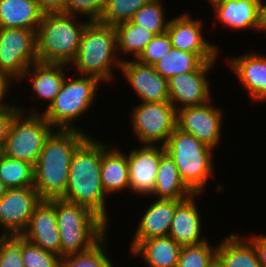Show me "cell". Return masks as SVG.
I'll return each mask as SVG.
<instances>
[{"mask_svg": "<svg viewBox=\"0 0 266 267\" xmlns=\"http://www.w3.org/2000/svg\"><path fill=\"white\" fill-rule=\"evenodd\" d=\"M103 143L89 135L77 147L71 158L66 192L61 198L87 206L109 225L105 210L107 195L101 180V154L109 145Z\"/></svg>", "mask_w": 266, "mask_h": 267, "instance_id": "obj_1", "label": "cell"}, {"mask_svg": "<svg viewBox=\"0 0 266 267\" xmlns=\"http://www.w3.org/2000/svg\"><path fill=\"white\" fill-rule=\"evenodd\" d=\"M88 136L78 129H56L46 139L34 165V187L42 199L61 198L65 194L71 158Z\"/></svg>", "mask_w": 266, "mask_h": 267, "instance_id": "obj_2", "label": "cell"}, {"mask_svg": "<svg viewBox=\"0 0 266 267\" xmlns=\"http://www.w3.org/2000/svg\"><path fill=\"white\" fill-rule=\"evenodd\" d=\"M48 200L55 206L61 258L85 252L107 235L109 225L87 206L63 198Z\"/></svg>", "mask_w": 266, "mask_h": 267, "instance_id": "obj_3", "label": "cell"}, {"mask_svg": "<svg viewBox=\"0 0 266 267\" xmlns=\"http://www.w3.org/2000/svg\"><path fill=\"white\" fill-rule=\"evenodd\" d=\"M117 52L115 26L89 21L82 32L79 50L72 64L79 76H93L110 82L114 76L113 66L119 70L126 60L117 56Z\"/></svg>", "mask_w": 266, "mask_h": 267, "instance_id": "obj_4", "label": "cell"}, {"mask_svg": "<svg viewBox=\"0 0 266 267\" xmlns=\"http://www.w3.org/2000/svg\"><path fill=\"white\" fill-rule=\"evenodd\" d=\"M75 20V15L43 14L36 31L38 61L70 65L75 60L82 32L89 22Z\"/></svg>", "mask_w": 266, "mask_h": 267, "instance_id": "obj_5", "label": "cell"}, {"mask_svg": "<svg viewBox=\"0 0 266 267\" xmlns=\"http://www.w3.org/2000/svg\"><path fill=\"white\" fill-rule=\"evenodd\" d=\"M164 148L174 160L186 186L194 194H202L207 181L214 176L213 149L177 127L170 134Z\"/></svg>", "mask_w": 266, "mask_h": 267, "instance_id": "obj_6", "label": "cell"}, {"mask_svg": "<svg viewBox=\"0 0 266 267\" xmlns=\"http://www.w3.org/2000/svg\"><path fill=\"white\" fill-rule=\"evenodd\" d=\"M99 82L101 81L93 76L66 77L61 91L41 114L55 129L81 130L73 121L82 117L93 105Z\"/></svg>", "mask_w": 266, "mask_h": 267, "instance_id": "obj_7", "label": "cell"}, {"mask_svg": "<svg viewBox=\"0 0 266 267\" xmlns=\"http://www.w3.org/2000/svg\"><path fill=\"white\" fill-rule=\"evenodd\" d=\"M20 112L13 118L4 144V155L35 165L44 143L55 130L42 114L19 107Z\"/></svg>", "mask_w": 266, "mask_h": 267, "instance_id": "obj_8", "label": "cell"}, {"mask_svg": "<svg viewBox=\"0 0 266 267\" xmlns=\"http://www.w3.org/2000/svg\"><path fill=\"white\" fill-rule=\"evenodd\" d=\"M135 136L144 145L164 146L176 129L177 110L170 101L141 102L131 116Z\"/></svg>", "mask_w": 266, "mask_h": 267, "instance_id": "obj_9", "label": "cell"}, {"mask_svg": "<svg viewBox=\"0 0 266 267\" xmlns=\"http://www.w3.org/2000/svg\"><path fill=\"white\" fill-rule=\"evenodd\" d=\"M37 61L35 30L0 28L1 71L18 82L30 65Z\"/></svg>", "mask_w": 266, "mask_h": 267, "instance_id": "obj_10", "label": "cell"}, {"mask_svg": "<svg viewBox=\"0 0 266 267\" xmlns=\"http://www.w3.org/2000/svg\"><path fill=\"white\" fill-rule=\"evenodd\" d=\"M211 103L178 109L176 127L214 149L221 140L223 112Z\"/></svg>", "mask_w": 266, "mask_h": 267, "instance_id": "obj_11", "label": "cell"}, {"mask_svg": "<svg viewBox=\"0 0 266 267\" xmlns=\"http://www.w3.org/2000/svg\"><path fill=\"white\" fill-rule=\"evenodd\" d=\"M215 63L205 61L196 71L178 74L167 80L169 101L176 110L200 106L212 99L209 78L206 76Z\"/></svg>", "mask_w": 266, "mask_h": 267, "instance_id": "obj_12", "label": "cell"}, {"mask_svg": "<svg viewBox=\"0 0 266 267\" xmlns=\"http://www.w3.org/2000/svg\"><path fill=\"white\" fill-rule=\"evenodd\" d=\"M41 200L34 186L7 189L0 199V226L3 227L1 232L22 234Z\"/></svg>", "mask_w": 266, "mask_h": 267, "instance_id": "obj_13", "label": "cell"}, {"mask_svg": "<svg viewBox=\"0 0 266 267\" xmlns=\"http://www.w3.org/2000/svg\"><path fill=\"white\" fill-rule=\"evenodd\" d=\"M203 23L192 19L188 13L169 19L167 33L172 47L179 50L196 53L204 62L216 61L218 58L217 46L208 43L203 37Z\"/></svg>", "mask_w": 266, "mask_h": 267, "instance_id": "obj_14", "label": "cell"}, {"mask_svg": "<svg viewBox=\"0 0 266 267\" xmlns=\"http://www.w3.org/2000/svg\"><path fill=\"white\" fill-rule=\"evenodd\" d=\"M127 154L130 190L140 195H152L155 187L158 165L166 153L164 146L143 145Z\"/></svg>", "mask_w": 266, "mask_h": 267, "instance_id": "obj_15", "label": "cell"}, {"mask_svg": "<svg viewBox=\"0 0 266 267\" xmlns=\"http://www.w3.org/2000/svg\"><path fill=\"white\" fill-rule=\"evenodd\" d=\"M120 71L141 102L169 101L167 80L155 71L154 66L142 64L132 58L121 63Z\"/></svg>", "mask_w": 266, "mask_h": 267, "instance_id": "obj_16", "label": "cell"}, {"mask_svg": "<svg viewBox=\"0 0 266 267\" xmlns=\"http://www.w3.org/2000/svg\"><path fill=\"white\" fill-rule=\"evenodd\" d=\"M26 240L61 257L60 232L55 206L42 199L35 207L26 230L22 233Z\"/></svg>", "mask_w": 266, "mask_h": 267, "instance_id": "obj_17", "label": "cell"}, {"mask_svg": "<svg viewBox=\"0 0 266 267\" xmlns=\"http://www.w3.org/2000/svg\"><path fill=\"white\" fill-rule=\"evenodd\" d=\"M228 62L253 103L266 101V55L253 51Z\"/></svg>", "mask_w": 266, "mask_h": 267, "instance_id": "obj_18", "label": "cell"}, {"mask_svg": "<svg viewBox=\"0 0 266 267\" xmlns=\"http://www.w3.org/2000/svg\"><path fill=\"white\" fill-rule=\"evenodd\" d=\"M180 202L177 200H154L139 222L130 251L132 252L144 240L168 236L176 206Z\"/></svg>", "mask_w": 266, "mask_h": 267, "instance_id": "obj_19", "label": "cell"}, {"mask_svg": "<svg viewBox=\"0 0 266 267\" xmlns=\"http://www.w3.org/2000/svg\"><path fill=\"white\" fill-rule=\"evenodd\" d=\"M197 196L199 194H193L176 206L168 236L181 246L197 245L207 241L201 237L202 219L194 200Z\"/></svg>", "mask_w": 266, "mask_h": 267, "instance_id": "obj_20", "label": "cell"}, {"mask_svg": "<svg viewBox=\"0 0 266 267\" xmlns=\"http://www.w3.org/2000/svg\"><path fill=\"white\" fill-rule=\"evenodd\" d=\"M65 66L67 65L37 61L30 65L21 79L32 76L31 90L37 94L36 99H46L49 101V106L61 91L66 78Z\"/></svg>", "mask_w": 266, "mask_h": 267, "instance_id": "obj_21", "label": "cell"}, {"mask_svg": "<svg viewBox=\"0 0 266 267\" xmlns=\"http://www.w3.org/2000/svg\"><path fill=\"white\" fill-rule=\"evenodd\" d=\"M43 14L35 0H0V28L37 31Z\"/></svg>", "mask_w": 266, "mask_h": 267, "instance_id": "obj_22", "label": "cell"}, {"mask_svg": "<svg viewBox=\"0 0 266 267\" xmlns=\"http://www.w3.org/2000/svg\"><path fill=\"white\" fill-rule=\"evenodd\" d=\"M101 180L108 194L130 189L127 154L109 146L101 154Z\"/></svg>", "mask_w": 266, "mask_h": 267, "instance_id": "obj_23", "label": "cell"}, {"mask_svg": "<svg viewBox=\"0 0 266 267\" xmlns=\"http://www.w3.org/2000/svg\"><path fill=\"white\" fill-rule=\"evenodd\" d=\"M213 9L223 25L231 29H255L258 27V0H224Z\"/></svg>", "mask_w": 266, "mask_h": 267, "instance_id": "obj_24", "label": "cell"}, {"mask_svg": "<svg viewBox=\"0 0 266 267\" xmlns=\"http://www.w3.org/2000/svg\"><path fill=\"white\" fill-rule=\"evenodd\" d=\"M240 234H230L217 246V262L221 267H261L253 243Z\"/></svg>", "mask_w": 266, "mask_h": 267, "instance_id": "obj_25", "label": "cell"}, {"mask_svg": "<svg viewBox=\"0 0 266 267\" xmlns=\"http://www.w3.org/2000/svg\"><path fill=\"white\" fill-rule=\"evenodd\" d=\"M152 194L157 199L177 201H183L194 194L181 179L178 167L167 153L160 159Z\"/></svg>", "mask_w": 266, "mask_h": 267, "instance_id": "obj_26", "label": "cell"}, {"mask_svg": "<svg viewBox=\"0 0 266 267\" xmlns=\"http://www.w3.org/2000/svg\"><path fill=\"white\" fill-rule=\"evenodd\" d=\"M181 248L169 236L158 237L142 241L131 255L141 257L149 267H176Z\"/></svg>", "mask_w": 266, "mask_h": 267, "instance_id": "obj_27", "label": "cell"}, {"mask_svg": "<svg viewBox=\"0 0 266 267\" xmlns=\"http://www.w3.org/2000/svg\"><path fill=\"white\" fill-rule=\"evenodd\" d=\"M115 30L117 51L123 52L124 55L129 53L133 55L135 60L155 37V34L131 21L117 24Z\"/></svg>", "mask_w": 266, "mask_h": 267, "instance_id": "obj_28", "label": "cell"}, {"mask_svg": "<svg viewBox=\"0 0 266 267\" xmlns=\"http://www.w3.org/2000/svg\"><path fill=\"white\" fill-rule=\"evenodd\" d=\"M203 63L204 61L196 53L172 47L153 66L158 74L168 80L178 74L196 71Z\"/></svg>", "mask_w": 266, "mask_h": 267, "instance_id": "obj_29", "label": "cell"}, {"mask_svg": "<svg viewBox=\"0 0 266 267\" xmlns=\"http://www.w3.org/2000/svg\"><path fill=\"white\" fill-rule=\"evenodd\" d=\"M0 179L8 189L34 186V166L4 155L0 159Z\"/></svg>", "mask_w": 266, "mask_h": 267, "instance_id": "obj_30", "label": "cell"}, {"mask_svg": "<svg viewBox=\"0 0 266 267\" xmlns=\"http://www.w3.org/2000/svg\"><path fill=\"white\" fill-rule=\"evenodd\" d=\"M164 14L162 0H150L134 13L131 22L146 28L155 35H160L167 31L169 23Z\"/></svg>", "mask_w": 266, "mask_h": 267, "instance_id": "obj_31", "label": "cell"}, {"mask_svg": "<svg viewBox=\"0 0 266 267\" xmlns=\"http://www.w3.org/2000/svg\"><path fill=\"white\" fill-rule=\"evenodd\" d=\"M106 240V241H105ZM106 235L91 249L61 258V267H114L106 253Z\"/></svg>", "mask_w": 266, "mask_h": 267, "instance_id": "obj_32", "label": "cell"}, {"mask_svg": "<svg viewBox=\"0 0 266 267\" xmlns=\"http://www.w3.org/2000/svg\"><path fill=\"white\" fill-rule=\"evenodd\" d=\"M217 245L205 241L197 245L182 246L176 267H212L217 261Z\"/></svg>", "mask_w": 266, "mask_h": 267, "instance_id": "obj_33", "label": "cell"}, {"mask_svg": "<svg viewBox=\"0 0 266 267\" xmlns=\"http://www.w3.org/2000/svg\"><path fill=\"white\" fill-rule=\"evenodd\" d=\"M149 1L150 0H108L98 21L111 26L131 21L134 13Z\"/></svg>", "mask_w": 266, "mask_h": 267, "instance_id": "obj_34", "label": "cell"}, {"mask_svg": "<svg viewBox=\"0 0 266 267\" xmlns=\"http://www.w3.org/2000/svg\"><path fill=\"white\" fill-rule=\"evenodd\" d=\"M23 234L0 233V267H24L22 245Z\"/></svg>", "mask_w": 266, "mask_h": 267, "instance_id": "obj_35", "label": "cell"}, {"mask_svg": "<svg viewBox=\"0 0 266 267\" xmlns=\"http://www.w3.org/2000/svg\"><path fill=\"white\" fill-rule=\"evenodd\" d=\"M24 267H61V257L44 251L42 248L25 240L22 245Z\"/></svg>", "mask_w": 266, "mask_h": 267, "instance_id": "obj_36", "label": "cell"}, {"mask_svg": "<svg viewBox=\"0 0 266 267\" xmlns=\"http://www.w3.org/2000/svg\"><path fill=\"white\" fill-rule=\"evenodd\" d=\"M108 0H67L64 14L86 16L89 21H98Z\"/></svg>", "mask_w": 266, "mask_h": 267, "instance_id": "obj_37", "label": "cell"}, {"mask_svg": "<svg viewBox=\"0 0 266 267\" xmlns=\"http://www.w3.org/2000/svg\"><path fill=\"white\" fill-rule=\"evenodd\" d=\"M171 48L172 43L167 32L155 35L136 60L142 64L153 66L166 55Z\"/></svg>", "mask_w": 266, "mask_h": 267, "instance_id": "obj_38", "label": "cell"}, {"mask_svg": "<svg viewBox=\"0 0 266 267\" xmlns=\"http://www.w3.org/2000/svg\"><path fill=\"white\" fill-rule=\"evenodd\" d=\"M20 112L19 106L0 107V143L5 144L13 118Z\"/></svg>", "mask_w": 266, "mask_h": 267, "instance_id": "obj_39", "label": "cell"}, {"mask_svg": "<svg viewBox=\"0 0 266 267\" xmlns=\"http://www.w3.org/2000/svg\"><path fill=\"white\" fill-rule=\"evenodd\" d=\"M41 11L45 13H64L67 0H35Z\"/></svg>", "mask_w": 266, "mask_h": 267, "instance_id": "obj_40", "label": "cell"}, {"mask_svg": "<svg viewBox=\"0 0 266 267\" xmlns=\"http://www.w3.org/2000/svg\"><path fill=\"white\" fill-rule=\"evenodd\" d=\"M249 240L253 243L259 258L261 267H266V236L265 235H252Z\"/></svg>", "mask_w": 266, "mask_h": 267, "instance_id": "obj_41", "label": "cell"}, {"mask_svg": "<svg viewBox=\"0 0 266 267\" xmlns=\"http://www.w3.org/2000/svg\"><path fill=\"white\" fill-rule=\"evenodd\" d=\"M13 80L8 77L3 71L0 70V107L1 106H8L7 103L3 102L5 96H7L8 86H11V82ZM10 84V85H9Z\"/></svg>", "mask_w": 266, "mask_h": 267, "instance_id": "obj_42", "label": "cell"}, {"mask_svg": "<svg viewBox=\"0 0 266 267\" xmlns=\"http://www.w3.org/2000/svg\"><path fill=\"white\" fill-rule=\"evenodd\" d=\"M258 27L259 31L266 32V2L258 0Z\"/></svg>", "mask_w": 266, "mask_h": 267, "instance_id": "obj_43", "label": "cell"}, {"mask_svg": "<svg viewBox=\"0 0 266 267\" xmlns=\"http://www.w3.org/2000/svg\"><path fill=\"white\" fill-rule=\"evenodd\" d=\"M7 189L8 188L5 186V184L0 179V199L5 195Z\"/></svg>", "mask_w": 266, "mask_h": 267, "instance_id": "obj_44", "label": "cell"}, {"mask_svg": "<svg viewBox=\"0 0 266 267\" xmlns=\"http://www.w3.org/2000/svg\"><path fill=\"white\" fill-rule=\"evenodd\" d=\"M4 156V144L0 143V159Z\"/></svg>", "mask_w": 266, "mask_h": 267, "instance_id": "obj_45", "label": "cell"}, {"mask_svg": "<svg viewBox=\"0 0 266 267\" xmlns=\"http://www.w3.org/2000/svg\"><path fill=\"white\" fill-rule=\"evenodd\" d=\"M221 1H224V0H209V2L212 4V6L221 2Z\"/></svg>", "mask_w": 266, "mask_h": 267, "instance_id": "obj_46", "label": "cell"}, {"mask_svg": "<svg viewBox=\"0 0 266 267\" xmlns=\"http://www.w3.org/2000/svg\"><path fill=\"white\" fill-rule=\"evenodd\" d=\"M212 267H221L220 264L216 261Z\"/></svg>", "mask_w": 266, "mask_h": 267, "instance_id": "obj_47", "label": "cell"}]
</instances>
